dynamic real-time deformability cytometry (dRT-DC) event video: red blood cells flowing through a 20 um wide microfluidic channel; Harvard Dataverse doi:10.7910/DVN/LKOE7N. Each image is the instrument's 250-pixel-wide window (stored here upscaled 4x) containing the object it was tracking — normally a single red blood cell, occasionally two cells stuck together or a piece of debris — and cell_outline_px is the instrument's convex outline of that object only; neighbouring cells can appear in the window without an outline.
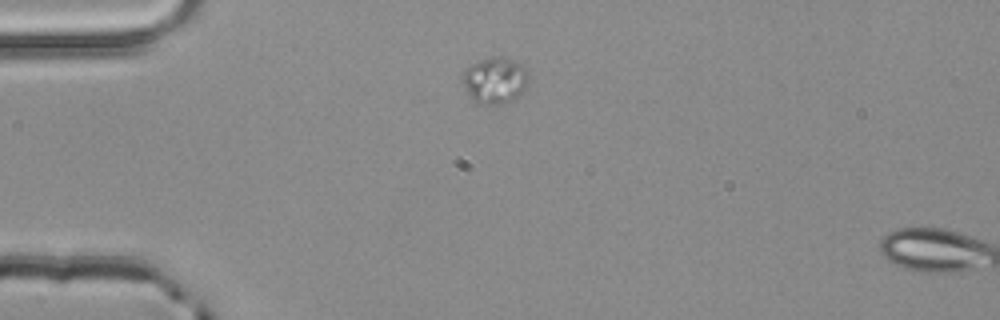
{"species": "common noctule bat (a hibernating species)", "species_latin": "Nyctalus noctula", "temperature_condition": "room temperature", "stored_images_in_passage": 2, "segment_of_instrument_passage": [1, 2], "camera_frame_rate_fps": 3000, "um_per_image_px": 0.085, "animal": {"sex": "male", "body_mass_g": 20.4}, "frame": {"image": 1, "passage_image": 1, "time_ms": 0.0, "image_size_px": [1000, 320], "cell_outline_px": [[528, 84], [512, 100], [504, 104], [480, 104], [468, 92], [464, 84], [464, 72], [472, 64], [488, 56], [504, 56], [528, 68]], "centroid_in_image_um": [42.12, 6.79], "position_along_channel_um": 42.9, "area_um2": 17.51}}